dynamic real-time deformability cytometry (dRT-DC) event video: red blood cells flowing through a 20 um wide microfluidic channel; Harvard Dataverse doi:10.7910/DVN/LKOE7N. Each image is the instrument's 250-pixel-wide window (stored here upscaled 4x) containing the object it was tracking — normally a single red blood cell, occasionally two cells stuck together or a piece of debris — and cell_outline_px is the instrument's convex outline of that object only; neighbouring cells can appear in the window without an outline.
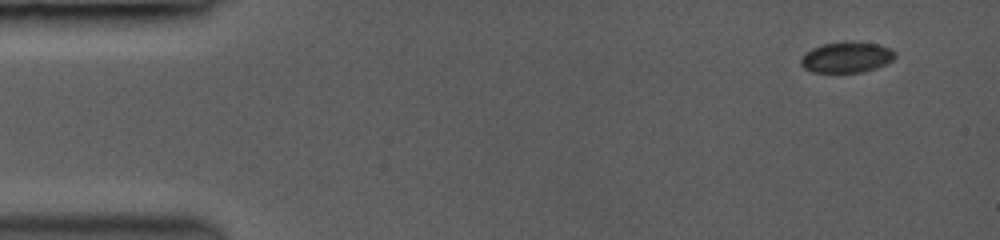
{"species": "common noctule bat (a hibernating species)", "species_latin": "Nyctalus noctula", "temperature_condition": "room temperature", "stored_images_in_passage": 17, "camera_frame_rate_fps": 3500, "um_per_image_px": 0.085, "animal": {"sex": "female", "body_mass_g": 19.0, "forearm_length_mm": 53.3}, "frame": {"image": 1, "passage_image": 1, "time_ms": 0.0, "image_size_px": [1000, 240], "cell_outline_px": [[896, 56], [892, 60], [884, 64], [864, 72], [812, 72], [804, 68], [800, 60], [812, 48], [824, 44], [876, 44], [888, 48]], "centroid_in_image_um": [71.93, 4.92], "position_along_channel_um": 13.1, "area_um2": 15.84}}
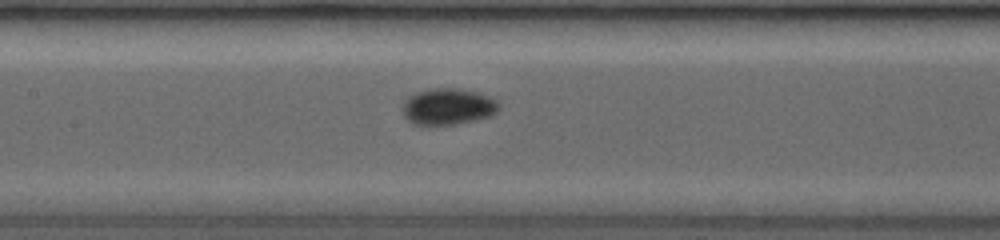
{"frame": {"image": 2, "passage_image": 11, "time_ms": 6.857, "image_size_px": [1000, 240], "cell_outline_px": [[496, 112], [488, 116], [472, 120], [452, 124], [412, 124], [404, 116], [404, 104], [412, 96], [420, 92], [436, 88], [452, 88], [472, 92], [484, 96], [492, 100], [496, 104]], "centroid_in_image_um": [38.02, 9.08], "position_along_channel_um": 169.4, "area_um2": 19.07}}
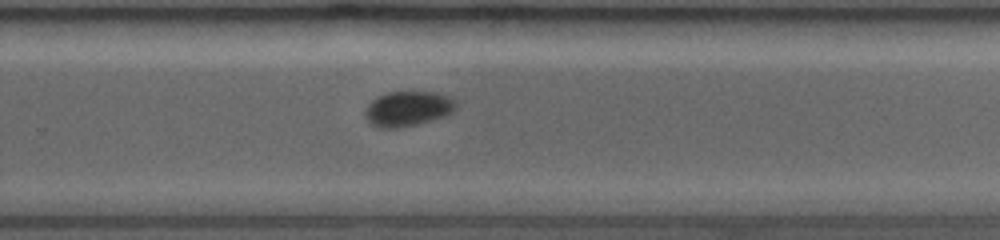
{"frame": {"image": 3, "passage_image": 17, "time_ms": 10.0, "image_size_px": [1000, 240], "cell_outline_px": [[456, 108], [452, 112], [444, 116], [396, 128], [380, 128], [372, 124], [364, 116], [364, 112], [368, 104], [372, 100], [388, 92], [432, 92], [444, 96], [452, 100]], "centroid_in_image_um": [34.59, 9.24], "position_along_channel_um": 295.2, "area_um2": 17.86}}